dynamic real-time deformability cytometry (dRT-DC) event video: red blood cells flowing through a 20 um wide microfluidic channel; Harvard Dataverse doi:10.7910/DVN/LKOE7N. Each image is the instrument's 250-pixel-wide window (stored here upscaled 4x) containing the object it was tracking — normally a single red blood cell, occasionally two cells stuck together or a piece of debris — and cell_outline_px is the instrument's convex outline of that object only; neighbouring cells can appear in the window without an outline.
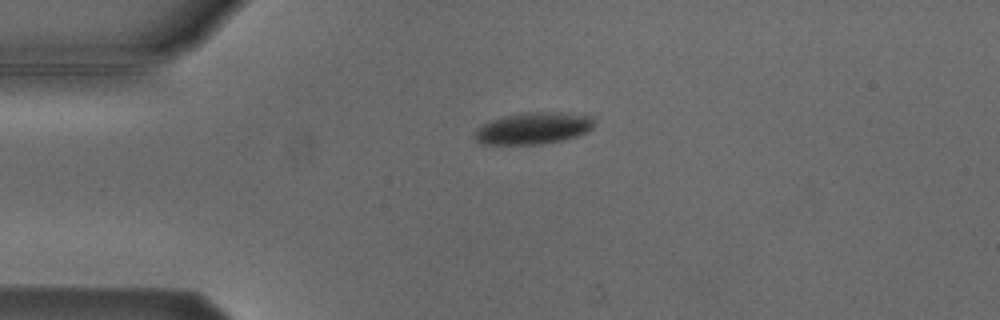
{"species": "Egyptian fruit bat (a non-hibernating species)", "species_latin": "Rousettus aegyptiacus", "temperature_condition": "cold", "stored_images_in_passage": 4, "camera_frame_rate_fps": 3000, "um_per_image_px": 0.085, "animal": {"sex": "male"}, "frame": {"image": 1, "passage_image": 4, "time_ms": 3.667, "image_size_px": [1000, 320], "cell_outline_px": [[596, 124], [592, 128], [576, 136], [564, 140], [540, 144], [480, 144], [472, 136], [476, 128], [480, 124], [488, 120], [504, 116], [532, 112], [560, 112], [592, 116]], "centroid_in_image_um": [45.28, 10.9], "position_along_channel_um": 39.7, "area_um2": 22.31}}